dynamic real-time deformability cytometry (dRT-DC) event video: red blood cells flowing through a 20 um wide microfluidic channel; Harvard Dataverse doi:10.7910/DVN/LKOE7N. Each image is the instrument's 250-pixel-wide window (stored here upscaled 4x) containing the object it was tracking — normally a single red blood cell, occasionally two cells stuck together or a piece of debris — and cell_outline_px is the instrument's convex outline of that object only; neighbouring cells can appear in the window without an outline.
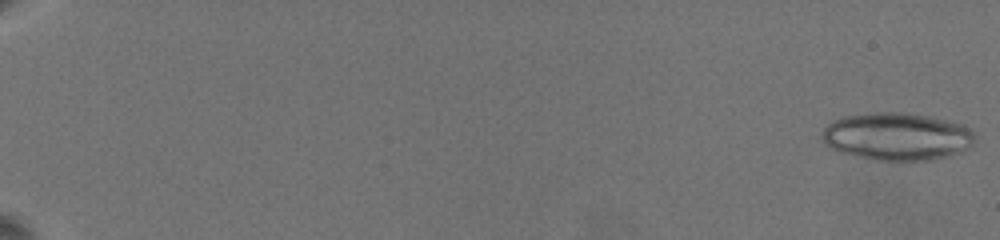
{"species": "common noctule bat (a hibernating species)", "species_latin": "Nyctalus noctula", "temperature_condition": "warm", "stored_images_in_passage": 28, "camera_frame_rate_fps": 3000, "um_per_image_px": 0.085, "animal": {"sex": "female", "body_mass_g": 19.5, "forearm_length_mm": 54.1}, "frame": {"image": 1, "passage_image": 1, "time_ms": 0.0, "image_size_px": [1000, 240], "cell_outline_px": [[976, 136], [972, 144], [964, 152], [948, 156], [928, 160], [900, 164], [872, 160], [840, 152], [828, 148], [824, 144], [820, 136], [824, 128], [832, 120], [844, 116], [872, 112], [904, 112], [952, 120], [964, 124], [972, 128]], "centroid_in_image_um": [76.26, 11.63], "position_along_channel_um": 8.7, "area_um2": 44.04}}
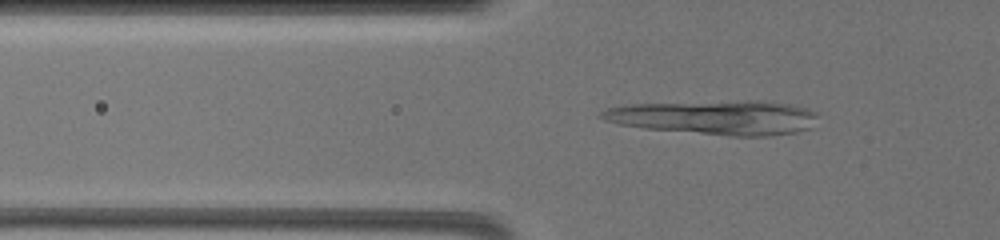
{"frame": {"image": 2, "passage_image": 20, "time_ms": 8.0, "image_size_px": [1000, 240], "cell_outline_px": [[816, 116], [812, 128], [796, 132], [768, 136], [732, 136], [644, 128], [620, 124], [604, 120], [600, 116], [600, 112], [608, 108], [632, 104], [748, 100], [760, 100], [792, 104], [808, 108], [816, 112]], "centroid_in_image_um": [60.86, 9.97], "position_along_channel_um": 64.9, "area_um2": 43.23}}